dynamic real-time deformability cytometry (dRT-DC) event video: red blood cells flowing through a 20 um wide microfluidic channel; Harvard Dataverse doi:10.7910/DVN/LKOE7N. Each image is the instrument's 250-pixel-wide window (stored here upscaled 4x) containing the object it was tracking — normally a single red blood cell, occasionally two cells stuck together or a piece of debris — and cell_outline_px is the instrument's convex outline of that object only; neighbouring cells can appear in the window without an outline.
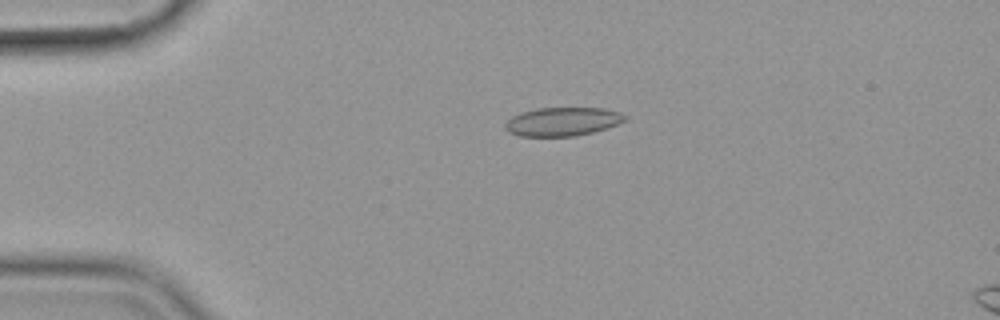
{"species": "common noctule bat (a hibernating species)", "species_latin": "Nyctalus noctula", "temperature_condition": "cold", "stored_images_in_passage": 56, "camera_frame_rate_fps": 3000, "um_per_image_px": 0.085, "animal": {"sex": "female", "body_mass_g": 19.9}, "frame": {"image": 1, "passage_image": 13, "time_ms": 4.0, "image_size_px": [1000, 320], "cell_outline_px": [[628, 120], [592, 132], [572, 136], [520, 136], [508, 132], [504, 128], [504, 124], [512, 116], [520, 112], [536, 108], [604, 108], [620, 112], [628, 116]], "centroid_in_image_um": [47.8, 10.32], "position_along_channel_um": 37.2, "area_um2": 20.0}}
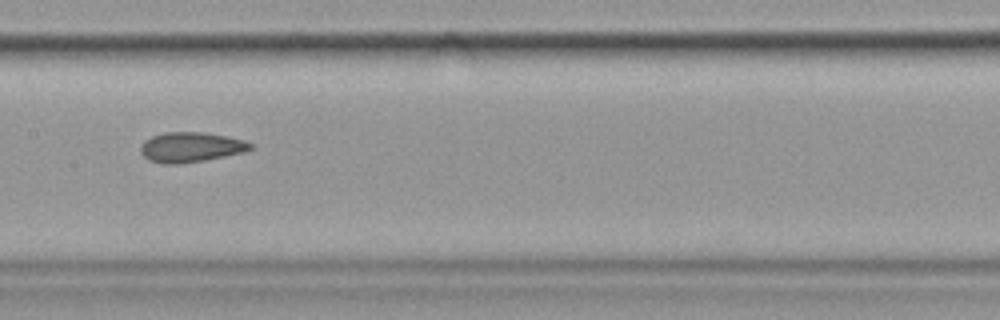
{"frame": {"image": 2, "passage_image": 29, "time_ms": 9.333, "image_size_px": [1000, 320], "cell_outline_px": [[256, 144], [252, 148], [244, 152], [204, 160], [176, 164], [164, 164], [148, 160], [140, 152], [140, 148], [144, 140], [152, 136], [164, 132], [204, 132], [228, 136], [244, 140]], "centroid_in_image_um": [16.23, 12.5], "position_along_channel_um": 191.2, "area_um2": 19.31}}
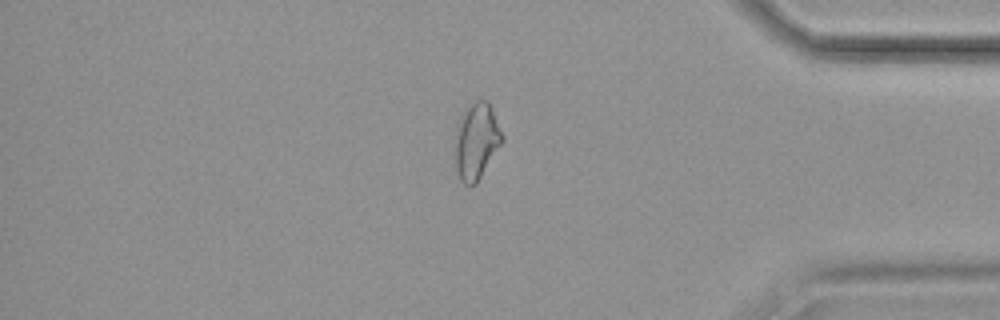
{"frame": {"image": 3, "passage_image": 48, "time_ms": 15.667, "image_size_px": [1000, 320], "cell_outline_px": [[504, 140], [476, 184], [464, 184], [460, 180], [456, 168], [456, 124], [464, 108], [468, 104], [476, 100], [488, 100], [492, 108], [504, 136]], "centroid_in_image_um": [40.51, 11.94], "position_along_channel_um": 394.7, "area_um2": 21.1}, "authors_computed_cell_mechanics": {"area_um2": 19.8543, "velocity_mm_per_s": 3.6001, "shape_relaxation_time_tau1_ms": null, "shape_relaxation_time_tau2_ms": 3.9113, "deformation_change_tau1": null, "deformation_change_tau2": 0.0952}}